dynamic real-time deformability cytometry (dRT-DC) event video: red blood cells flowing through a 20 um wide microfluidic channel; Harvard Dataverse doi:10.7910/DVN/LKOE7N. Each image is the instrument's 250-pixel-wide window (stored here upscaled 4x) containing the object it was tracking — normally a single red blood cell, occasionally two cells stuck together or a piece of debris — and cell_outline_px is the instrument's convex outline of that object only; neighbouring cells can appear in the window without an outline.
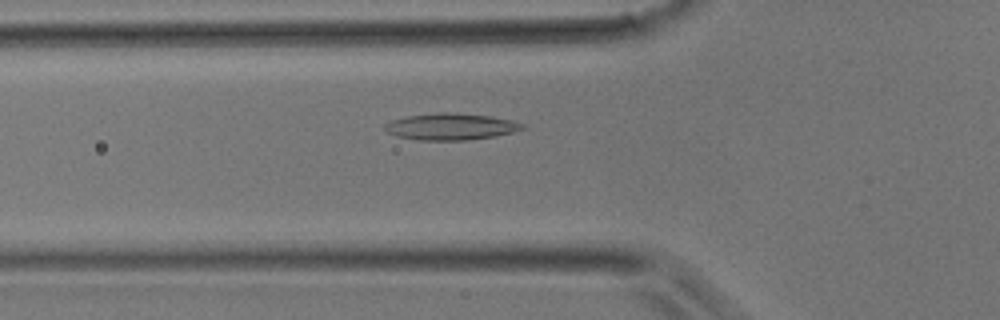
{"species": "common noctule bat (a hibernating species)", "species_latin": "Nyctalus noctula", "temperature_condition": "room temperature", "stored_images_in_passage": 39, "camera_frame_rate_fps": 3000, "um_per_image_px": 0.085, "animal": {"sex": "male", "body_mass_g": 17.9}, "frame": {"image": 1, "passage_image": 13, "time_ms": 4.0, "image_size_px": [1000, 320], "cell_outline_px": [[528, 128], [496, 136], [468, 140], [420, 140], [396, 136], [388, 132], [384, 128], [384, 124], [392, 120], [408, 116], [444, 112], [448, 112], [488, 116], [512, 120], [524, 124]], "centroid_in_image_um": [38.35, 10.77], "position_along_channel_um": 87.5, "area_um2": 21.21}}
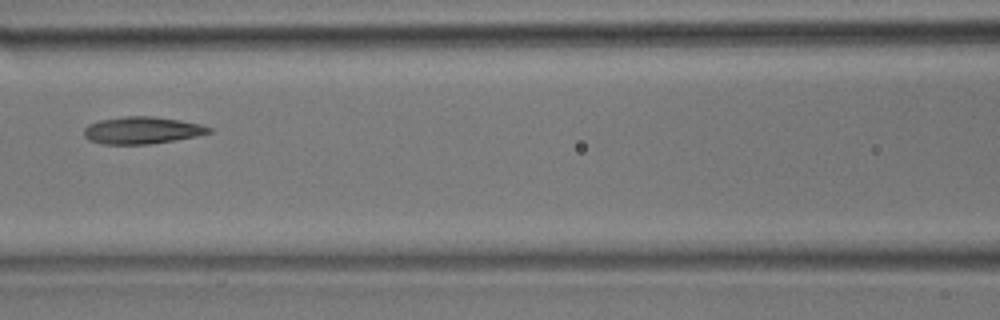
{"frame": {"image": 2, "passage_image": 17, "time_ms": 5.333, "image_size_px": [1000, 320], "cell_outline_px": [[212, 132], [196, 136], [176, 140], [148, 144], [104, 144], [88, 140], [84, 136], [84, 128], [88, 124], [100, 120], [124, 116], [152, 116], [180, 120], [200, 124], [212, 128]], "centroid_in_image_um": [12.06, 11.07], "position_along_channel_um": 154.5, "area_um2": 19.77}}
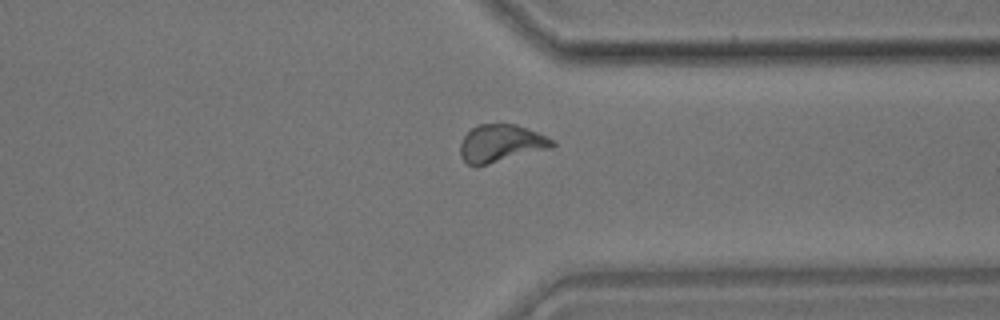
{"frame": {"image": 3, "passage_image": 30, "time_ms": 9.667, "image_size_px": [1000, 320], "cell_outline_px": [[556, 144], [552, 148], [476, 168], [468, 164], [460, 156], [460, 144], [464, 136], [472, 128], [480, 124], [516, 124], [556, 140]], "centroid_in_image_um": [42.59, 12.22], "position_along_channel_um": 368.8, "area_um2": 20.46}}